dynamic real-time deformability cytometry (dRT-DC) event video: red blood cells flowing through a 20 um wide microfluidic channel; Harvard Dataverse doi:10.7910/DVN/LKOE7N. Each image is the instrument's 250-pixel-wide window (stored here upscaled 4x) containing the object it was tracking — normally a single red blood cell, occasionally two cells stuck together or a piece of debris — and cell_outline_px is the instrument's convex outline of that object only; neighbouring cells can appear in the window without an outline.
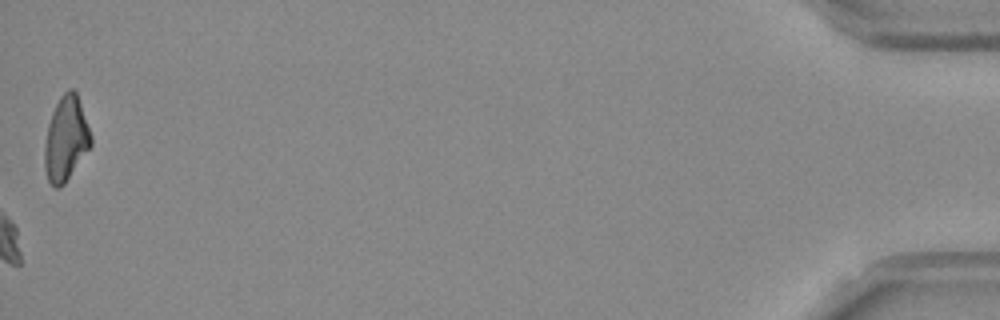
{"species": "Egyptian fruit bat (a non-hibernating species)", "species_latin": "Rousettus aegyptiacus", "temperature_condition": "room temperature", "stored_images_in_passage": 54, "camera_frame_rate_fps": 3000, "um_per_image_px": 0.085, "frame": {"image": 1, "passage_image": 54, "time_ms": 17.667, "image_size_px": [1000, 320], "cell_outline_px": [[92, 144], [64, 184], [60, 188], [56, 188], [48, 180], [44, 168], [44, 148], [48, 124], [52, 112], [60, 96], [68, 88], [72, 88], [76, 92], [92, 136]], "centroid_in_image_um": [5.59, 11.8], "position_along_channel_um": 429.6, "area_um2": 22.66}, "authors_computed_cell_mechanics": {"area_um2": 19.941, "velocity_mm_per_s": 3.7394, "shape_relaxation_time_tau1_ms": 8.2665, "shape_relaxation_time_tau2_ms": 5.5763, "deformation_change_tau1": 0.1867, "deformation_change_tau2": 0.0932}}